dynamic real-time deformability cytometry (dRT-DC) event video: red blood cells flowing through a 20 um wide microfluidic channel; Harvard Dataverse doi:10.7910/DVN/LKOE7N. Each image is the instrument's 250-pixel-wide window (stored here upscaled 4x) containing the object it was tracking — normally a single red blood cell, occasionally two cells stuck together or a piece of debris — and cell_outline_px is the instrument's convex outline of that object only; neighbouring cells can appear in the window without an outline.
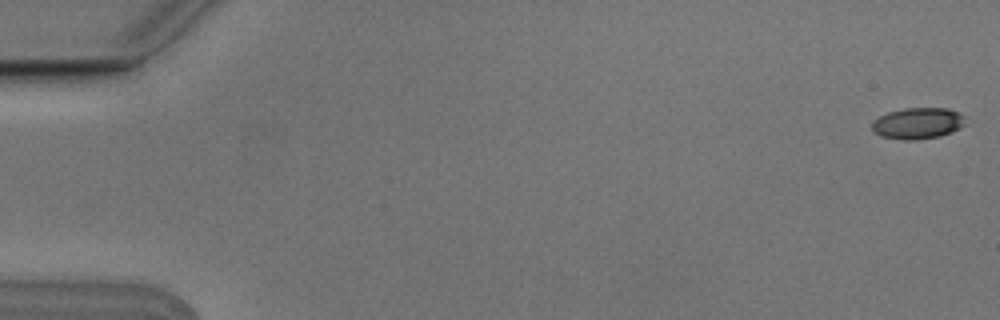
{"species": "Egyptian fruit bat (a non-hibernating species)", "species_latin": "Rousettus aegyptiacus", "temperature_condition": "cold", "stored_images_in_passage": 6, "camera_frame_rate_fps": 3000, "um_per_image_px": 0.085, "animal": {"sex": "male"}, "frame": {"image": 1, "passage_image": 1, "time_ms": 0.0, "image_size_px": [1000, 320], "cell_outline_px": [[964, 124], [960, 128], [952, 132], [940, 136], [916, 140], [904, 140], [880, 136], [872, 132], [872, 120], [888, 112], [904, 108], [948, 108], [960, 112], [964, 116]], "centroid_in_image_um": [78.0, 10.48], "position_along_channel_um": 7.0, "area_um2": 17.22}}
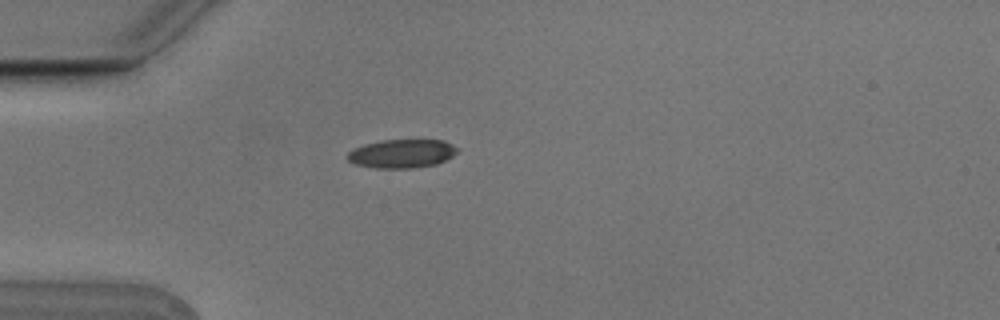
{"frame": {"image": 2, "passage_image": 5, "time_ms": 1.333, "image_size_px": [1000, 320], "cell_outline_px": [[460, 148], [452, 156], [436, 164], [412, 168], [376, 168], [356, 164], [348, 160], [348, 152], [352, 148], [364, 144], [380, 140], [444, 140]], "centroid_in_image_um": [34.15, 13.04], "position_along_channel_um": 50.8, "area_um2": 18.32}}